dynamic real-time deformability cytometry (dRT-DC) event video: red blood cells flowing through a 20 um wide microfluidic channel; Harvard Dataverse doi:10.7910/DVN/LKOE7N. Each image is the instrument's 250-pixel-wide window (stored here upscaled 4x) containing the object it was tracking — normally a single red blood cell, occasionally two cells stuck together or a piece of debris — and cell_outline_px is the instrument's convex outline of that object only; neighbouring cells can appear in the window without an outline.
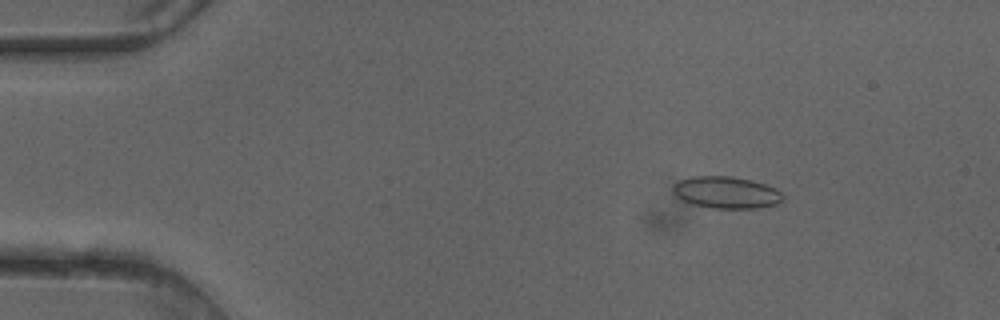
{"species": "common noctule bat (a hibernating species)", "species_latin": "Nyctalus noctula", "temperature_condition": "cold", "stored_images_in_passage": 50, "camera_frame_rate_fps": 3000, "um_per_image_px": 0.085, "animal": {"sex": "female"}, "frame": {"image": 1, "passage_image": 7, "time_ms": 2.0, "image_size_px": [1000, 320], "cell_outline_px": [[784, 196], [776, 204], [760, 208], [712, 208], [692, 204], [676, 196], [672, 188], [680, 180], [692, 176], [732, 176], [752, 180], [776, 188]], "centroid_in_image_um": [61.74, 16.35], "position_along_channel_um": 23.3, "area_um2": 20.29}}
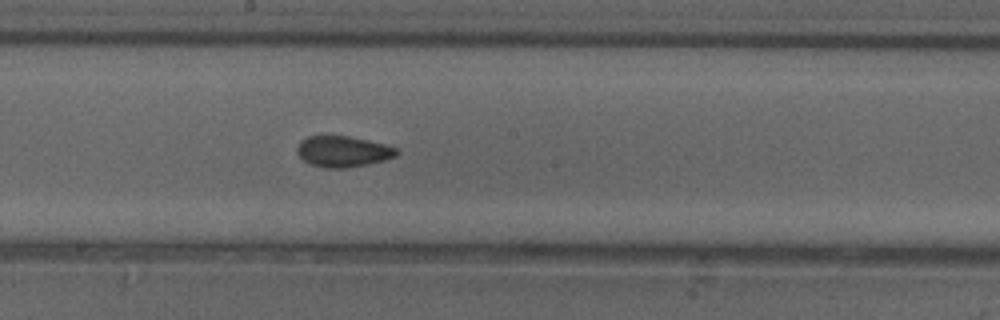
{"frame": {"image": 2, "passage_image": 27, "time_ms": 8.667, "image_size_px": [1000, 320], "cell_outline_px": [[400, 152], [396, 156], [384, 160], [368, 164], [344, 168], [328, 168], [312, 164], [304, 160], [296, 152], [296, 148], [300, 140], [308, 136], [348, 136], [368, 140], [384, 144], [396, 148]], "centroid_in_image_um": [29.15, 12.87], "position_along_channel_um": 219.1, "area_um2": 17.86}}
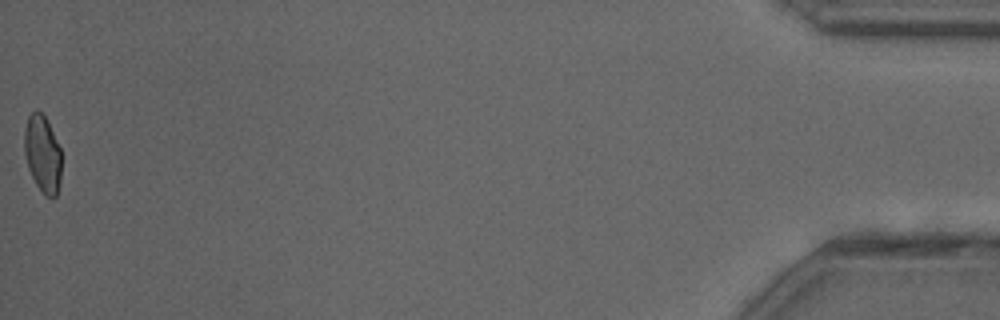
{"frame": {"image": 3, "passage_image": 50, "time_ms": 16.333, "image_size_px": [1000, 320], "cell_outline_px": [[60, 184], [56, 196], [52, 200], [44, 196], [36, 184], [28, 168], [24, 152], [24, 128], [28, 116], [36, 108], [44, 116], [60, 148]], "centroid_in_image_um": [3.6, 13.12], "position_along_channel_um": 431.6, "area_um2": 16.7}, "authors_computed_cell_mechanics": {"area_um2": 18.2648, "velocity_mm_per_s": 4.1176, "shape_relaxation_time_tau1_ms": null, "shape_relaxation_time_tau2_ms": 1.7872, "deformation_change_tau1": null, "deformation_change_tau2": 0.0593}}